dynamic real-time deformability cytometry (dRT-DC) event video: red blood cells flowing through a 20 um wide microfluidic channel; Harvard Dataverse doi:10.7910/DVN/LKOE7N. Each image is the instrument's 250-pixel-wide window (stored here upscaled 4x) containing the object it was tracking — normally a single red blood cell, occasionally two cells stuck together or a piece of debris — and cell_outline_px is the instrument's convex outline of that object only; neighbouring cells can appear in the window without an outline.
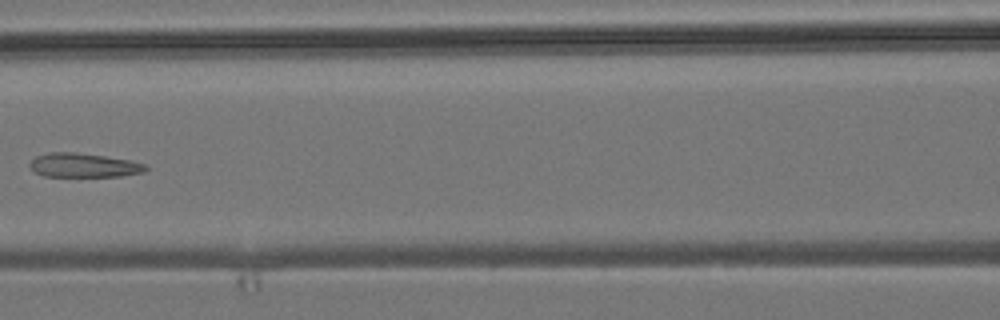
{"species": "common noctule bat (a hibernating species)", "species_latin": "Nyctalus noctula", "temperature_condition": "room temperature", "stored_images_in_passage": 3, "camera_frame_rate_fps": 3000, "um_per_image_px": 0.085, "animal": {"sex": "male", "body_mass_g": 19.2, "forearm_length_mm": 51.8}, "frame": {"image": 1, "passage_image": 3, "time_ms": 2.667, "image_size_px": [1000, 320], "cell_outline_px": [[148, 168], [144, 172], [120, 176], [44, 176], [36, 172], [28, 164], [36, 156], [48, 152], [76, 152], [104, 156], [128, 160], [144, 164]], "centroid_in_image_um": [7.09, 14.04], "position_along_channel_um": 159.5, "area_um2": 16.07}}